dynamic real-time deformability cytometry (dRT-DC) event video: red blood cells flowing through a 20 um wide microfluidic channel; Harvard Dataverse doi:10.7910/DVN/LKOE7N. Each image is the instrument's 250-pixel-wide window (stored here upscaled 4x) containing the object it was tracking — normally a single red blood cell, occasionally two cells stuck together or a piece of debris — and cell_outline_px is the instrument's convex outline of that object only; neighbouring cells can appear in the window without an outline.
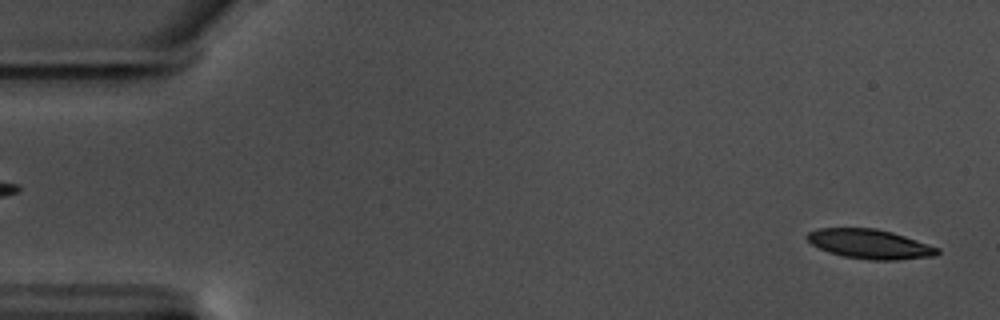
{"species": "common noctule bat (a hibernating species)", "species_latin": "Nyctalus noctula", "temperature_condition": "warm", "stored_images_in_passage": 58, "camera_frame_rate_fps": 3000, "um_per_image_px": 0.085, "animal": {"sex": "male", "body_mass_g": 17.5, "forearm_length_mm": 52.3}, "frame": {"image": 1, "passage_image": 2, "time_ms": 0.333, "image_size_px": [1000, 320], "cell_outline_px": [[940, 252], [936, 256], [896, 260], [872, 260], [844, 256], [828, 252], [812, 244], [804, 236], [808, 232], [816, 228], [876, 228], [892, 232], [940, 248]], "centroid_in_image_um": [73.93, 20.74], "position_along_channel_um": 11.1, "area_um2": 22.37}}
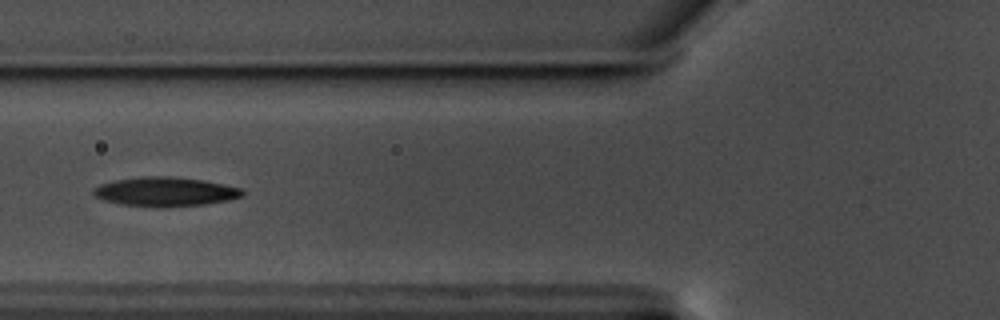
{"frame": {"image": 2, "passage_image": 22, "time_ms": 7.0, "image_size_px": [1000, 320], "cell_outline_px": [[244, 196], [228, 200], [204, 204], [120, 204], [104, 200], [96, 196], [92, 192], [100, 184], [116, 180], [140, 176], [168, 176], [204, 180], [240, 188], [244, 192]], "centroid_in_image_um": [14.07, 16.24], "position_along_channel_um": 111.7, "area_um2": 24.1}}
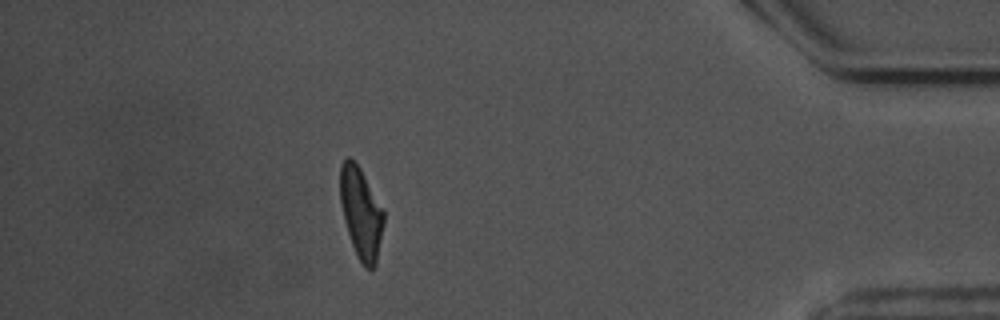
{"frame": {"image": 3, "passage_image": 51, "time_ms": 16.667, "image_size_px": [1000, 320], "cell_outline_px": [[384, 224], [376, 264], [372, 268], [364, 268], [352, 244], [344, 220], [340, 204], [340, 164], [348, 156], [360, 168], [384, 212]], "centroid_in_image_um": [30.68, 18.1], "position_along_channel_um": 404.5, "area_um2": 22.77}, "authors_computed_cell_mechanics": {"area_um2": 23.7558, "velocity_mm_per_s": 3.5198, "shape_relaxation_time_tau1_ms": 3.3373, "shape_relaxation_time_tau2_ms": 4.3217, "deformation_change_tau1": 0.1703, "deformation_change_tau2": 0.1292}}